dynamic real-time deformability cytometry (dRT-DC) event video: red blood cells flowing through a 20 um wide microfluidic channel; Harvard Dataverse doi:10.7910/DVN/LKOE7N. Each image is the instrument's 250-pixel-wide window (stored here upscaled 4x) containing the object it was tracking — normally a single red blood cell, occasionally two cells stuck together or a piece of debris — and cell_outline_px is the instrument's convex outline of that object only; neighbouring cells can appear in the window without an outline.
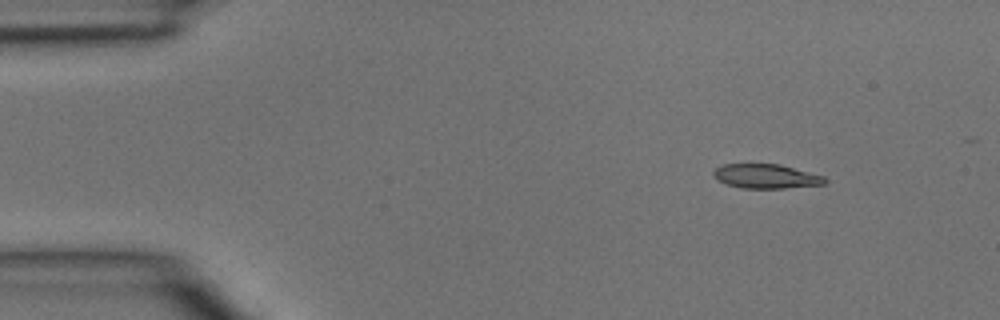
{"species": "common noctule bat (a hibernating species)", "species_latin": "Nyctalus noctula", "temperature_condition": "room temperature", "stored_images_in_passage": 4, "camera_frame_rate_fps": 3000, "um_per_image_px": 0.085, "animal": {"sex": "male", "body_mass_g": 15.6}, "frame": {"image": 1, "passage_image": 2, "time_ms": 0.333, "image_size_px": [1000, 320], "cell_outline_px": [[828, 180], [824, 184], [784, 188], [740, 188], [716, 180], [712, 176], [712, 172], [716, 168], [724, 164], [780, 164], [824, 176]], "centroid_in_image_um": [65.09, 14.98], "position_along_channel_um": 19.9, "area_um2": 15.78}}
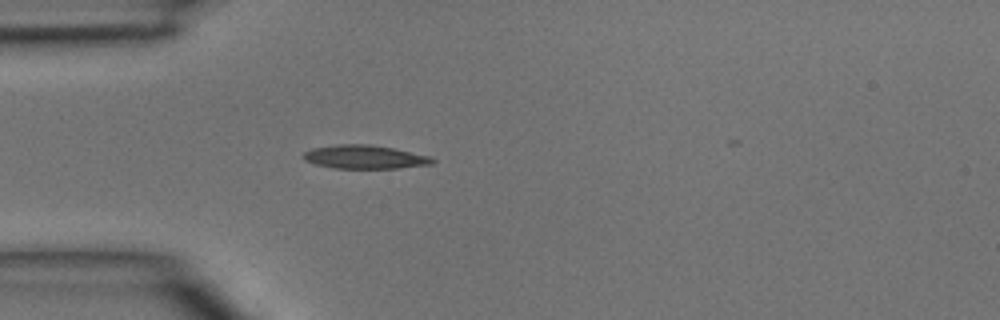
{"frame": {"image": 2, "passage_image": 4, "time_ms": 1.0, "image_size_px": [1000, 320], "cell_outline_px": [[436, 160], [432, 164], [400, 168], [332, 168], [316, 164], [304, 160], [300, 156], [304, 152], [312, 148], [340, 144], [368, 144], [392, 148], [432, 156]], "centroid_in_image_um": [31.0, 13.34], "position_along_channel_um": 54.0, "area_um2": 17.8}}